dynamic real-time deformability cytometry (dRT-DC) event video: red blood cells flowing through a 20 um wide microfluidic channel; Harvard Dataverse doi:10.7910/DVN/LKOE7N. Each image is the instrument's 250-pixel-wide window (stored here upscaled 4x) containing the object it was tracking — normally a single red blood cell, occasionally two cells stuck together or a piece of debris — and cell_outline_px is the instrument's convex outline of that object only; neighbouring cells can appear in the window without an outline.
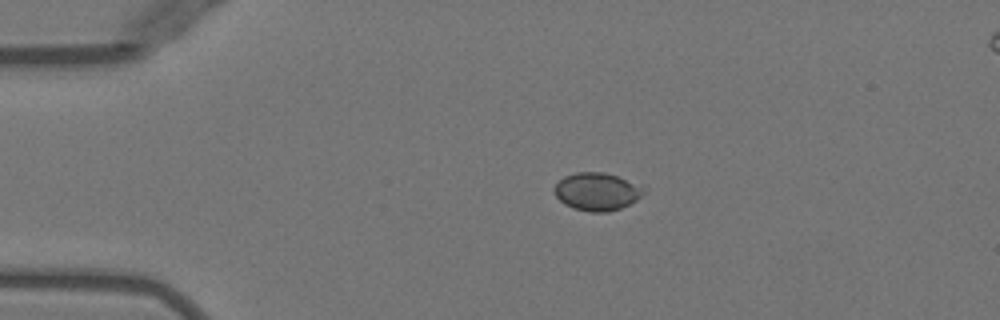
{"species": "Egyptian fruit bat (a non-hibernating species)", "species_latin": "Rousettus aegyptiacus", "temperature_condition": "warm", "stored_images_in_passage": 43, "camera_frame_rate_fps": 3000, "um_per_image_px": 0.085, "animal": {"sex": "female"}, "frame": {"image": 1, "passage_image": 3, "time_ms": 0.667, "image_size_px": [1000, 320], "cell_outline_px": [[648, 192], [636, 200], [620, 208], [608, 212], [592, 212], [572, 208], [564, 204], [556, 196], [552, 188], [564, 176], [576, 172], [604, 172], [616, 176], [648, 188]], "centroid_in_image_um": [50.75, 16.28], "position_along_channel_um": 34.2, "area_um2": 19.83}}
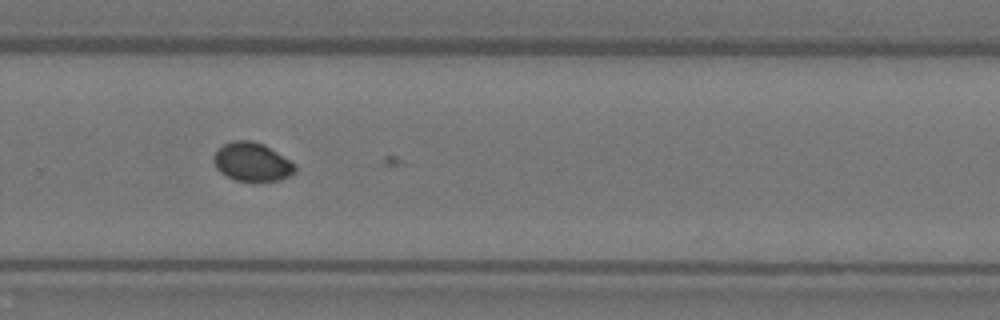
{"frame": {"image": 2, "passage_image": 27, "time_ms": 8.667, "image_size_px": [1000, 320], "cell_outline_px": [[296, 172], [292, 176], [280, 180], [236, 180], [220, 172], [216, 168], [212, 160], [212, 156], [224, 144], [232, 140], [252, 140], [264, 144], [296, 164]], "centroid_in_image_um": [21.44, 13.75], "position_along_channel_um": 308.4, "area_um2": 18.32}}
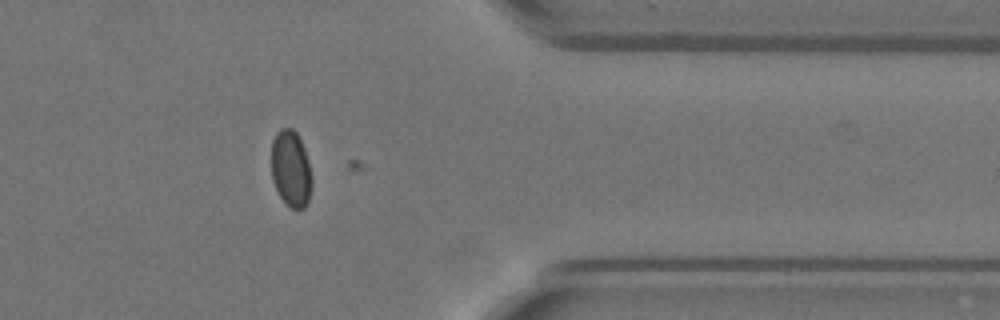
{"frame": {"image": 3, "passage_image": 34, "time_ms": 11.0, "image_size_px": [1000, 320], "cell_outline_px": [[312, 184], [308, 200], [304, 208], [292, 208], [280, 196], [272, 180], [272, 140], [276, 132], [280, 128], [292, 128], [296, 132], [304, 148], [308, 160], [312, 176]], "centroid_in_image_um": [24.73, 14.31], "position_along_channel_um": 386.7, "area_um2": 17.92}}